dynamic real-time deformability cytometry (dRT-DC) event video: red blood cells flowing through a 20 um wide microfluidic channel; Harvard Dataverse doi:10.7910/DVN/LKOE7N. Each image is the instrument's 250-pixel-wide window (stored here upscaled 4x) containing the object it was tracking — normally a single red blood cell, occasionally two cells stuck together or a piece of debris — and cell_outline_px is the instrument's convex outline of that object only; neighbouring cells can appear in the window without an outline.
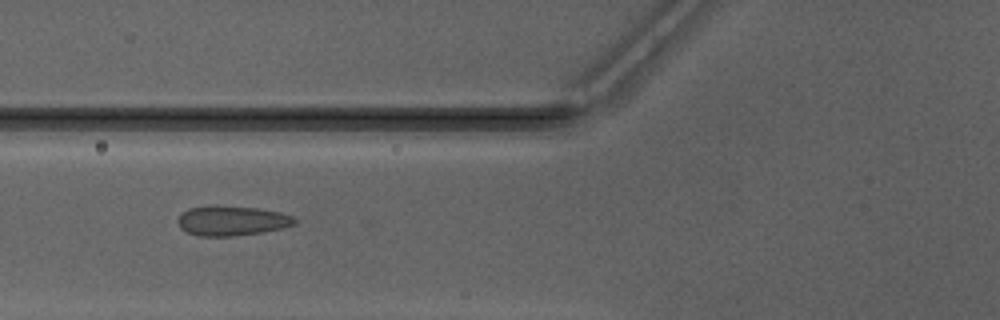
{"species": "Egyptian fruit bat (a non-hibernating species)", "species_latin": "Rousettus aegyptiacus", "temperature_condition": "warm", "stored_images_in_passage": 34, "camera_frame_rate_fps": 3000, "um_per_image_px": 0.085, "animal": {"sex": "male"}, "frame": {"image": 1, "passage_image": 11, "time_ms": 3.333, "image_size_px": [1000, 320], "cell_outline_px": [[296, 224], [284, 228], [260, 232], [232, 236], [200, 236], [188, 232], [180, 228], [176, 220], [180, 212], [188, 208], [216, 204], [256, 208], [280, 212], [292, 216], [296, 220]], "centroid_in_image_um": [19.66, 18.74], "position_along_channel_um": 106.1, "area_um2": 20.58}}
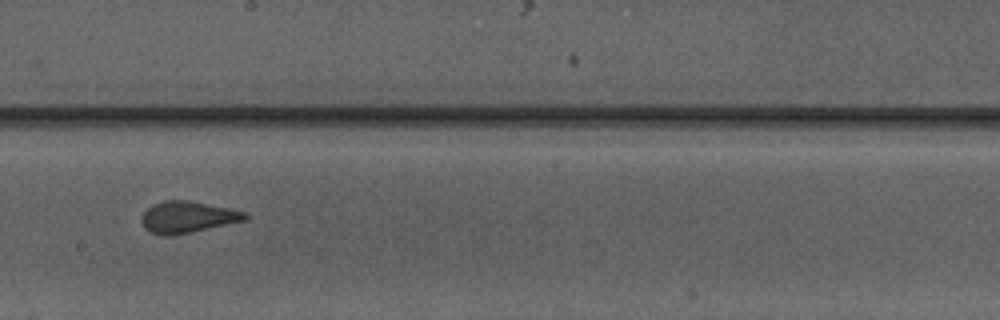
{"frame": {"image": 2, "passage_image": 20, "time_ms": 6.333, "image_size_px": [1000, 320], "cell_outline_px": [[248, 220], [168, 236], [164, 236], [152, 232], [144, 228], [140, 220], [140, 216], [152, 204], [164, 200], [188, 200], [228, 208], [244, 212], [248, 216]], "centroid_in_image_um": [15.9, 18.44], "position_along_channel_um": 232.3, "area_um2": 18.84}}
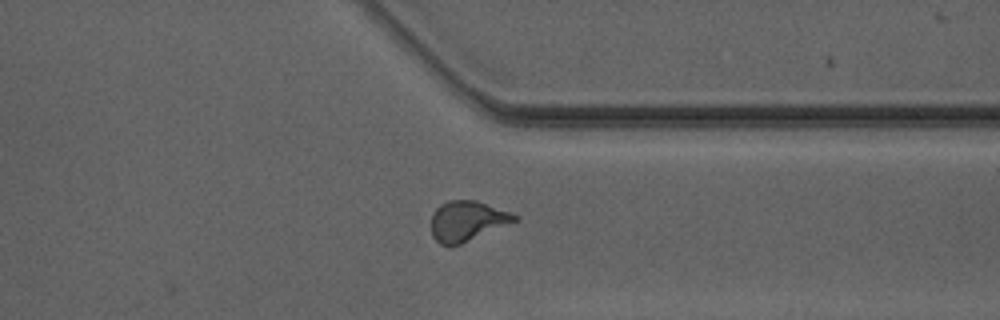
{"frame": {"image": 3, "passage_image": 30, "time_ms": 9.667, "image_size_px": [1000, 320], "cell_outline_px": [[520, 220], [460, 244], [440, 244], [432, 236], [432, 216], [436, 208], [440, 204], [448, 200], [476, 200], [512, 212], [520, 216]], "centroid_in_image_um": [39.76, 18.76], "position_along_channel_um": 371.6, "area_um2": 19.54}, "authors_computed_cell_mechanics": {"area_um2": 19.363, "velocity_mm_per_s": 4.2021, "shape_relaxation_time_tau1_ms": 10.9899, "shape_relaxation_time_tau2_ms": 0.7077, "deformation_change_tau1": 0.2275, "deformation_change_tau2": 0.0517}}